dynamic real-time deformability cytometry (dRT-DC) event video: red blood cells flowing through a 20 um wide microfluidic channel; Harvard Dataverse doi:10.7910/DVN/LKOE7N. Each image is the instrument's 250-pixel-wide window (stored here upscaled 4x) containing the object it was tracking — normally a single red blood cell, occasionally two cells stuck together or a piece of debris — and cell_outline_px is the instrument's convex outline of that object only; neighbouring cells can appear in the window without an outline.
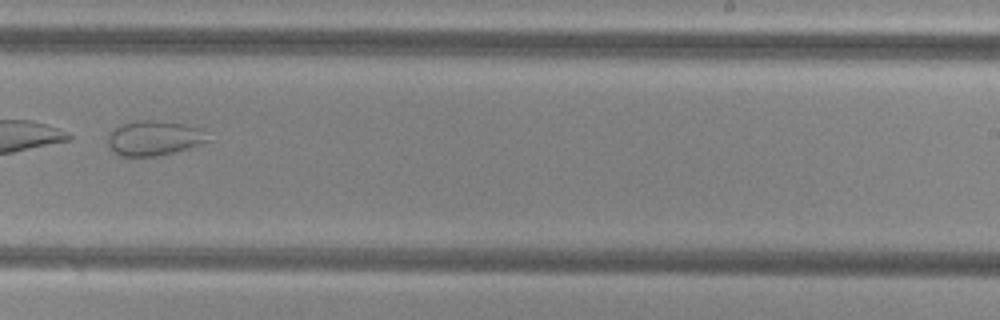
{"species": "common noctule bat (a hibernating species)", "species_latin": "Nyctalus noctula", "temperature_condition": "cold", "stored_images_in_passage": 45, "camera_frame_rate_fps": 3000, "um_per_image_px": 0.085, "animal": {"sex": "female", "body_mass_g": 29.2, "forearm_length_mm": 56.3}, "frame": {"image": 1, "passage_image": 26, "time_ms": 8.333, "image_size_px": [1000, 320], "cell_outline_px": [[208, 140], [200, 144], [188, 148], [160, 156], [120, 156], [108, 148], [108, 132], [112, 128], [120, 124], [136, 120], [156, 120], [184, 124], [200, 128]], "centroid_in_image_um": [13.0, 11.73], "position_along_channel_um": 276.0, "area_um2": 20.4}}